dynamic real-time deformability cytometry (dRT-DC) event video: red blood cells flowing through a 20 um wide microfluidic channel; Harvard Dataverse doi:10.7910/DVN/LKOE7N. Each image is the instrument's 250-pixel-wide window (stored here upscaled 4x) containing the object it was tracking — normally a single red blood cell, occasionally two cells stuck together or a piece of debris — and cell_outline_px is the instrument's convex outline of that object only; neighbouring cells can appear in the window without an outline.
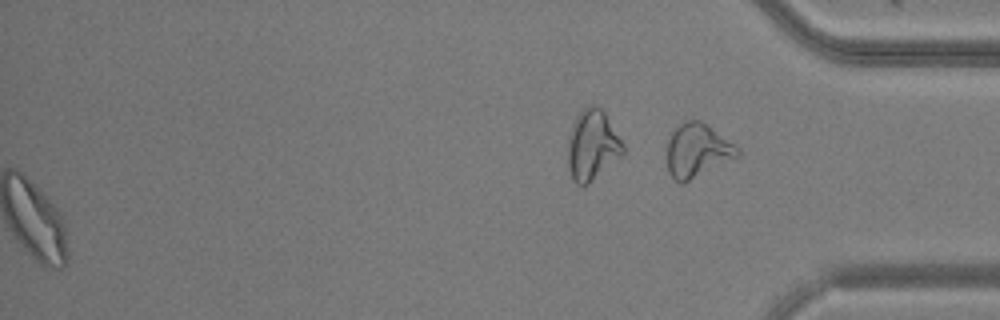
{"species": "common noctule bat (a hibernating species)", "species_latin": "Nyctalus noctula", "temperature_condition": "warm", "stored_images_in_passage": 45, "segment_of_instrument_passage": [2, 2], "camera_frame_rate_fps": 3000, "um_per_image_px": 0.085, "animal": {"sex": "male", "body_mass_g": 20.5, "forearm_length_mm": 52.5}, "frame": {"image": 1, "passage_image": 45, "time_ms": 14.667, "image_size_px": [1000, 320], "cell_outline_px": [[740, 156], [684, 184], [680, 184], [668, 172], [668, 140], [672, 132], [680, 124], [688, 120], [700, 120], [708, 124], [740, 148]], "centroid_in_image_um": [59.31, 12.81], "position_along_channel_um": 375.9, "area_um2": 22.25}}